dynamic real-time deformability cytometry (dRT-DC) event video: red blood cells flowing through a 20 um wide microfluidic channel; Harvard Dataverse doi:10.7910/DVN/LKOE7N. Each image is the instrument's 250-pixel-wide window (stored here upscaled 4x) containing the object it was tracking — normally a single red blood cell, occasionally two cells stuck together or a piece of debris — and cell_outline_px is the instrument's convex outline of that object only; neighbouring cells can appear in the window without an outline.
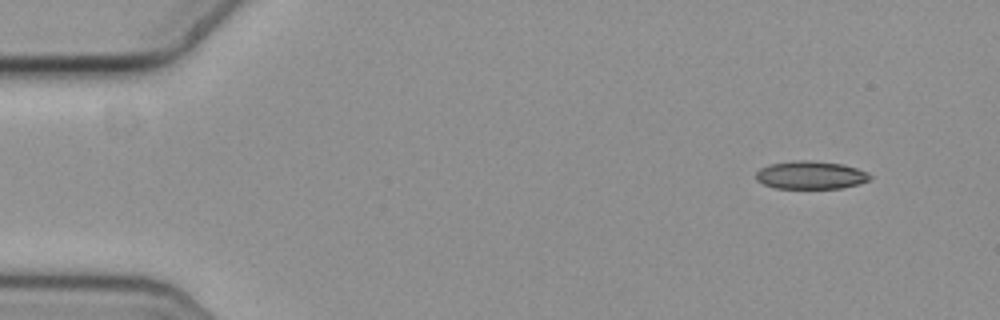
{"species": "common noctule bat (a hibernating species)", "species_latin": "Nyctalus noctula", "temperature_condition": "cold", "stored_images_in_passage": 14, "camera_frame_rate_fps": 3000, "um_per_image_px": 0.085, "animal": {"sex": "female", "body_mass_g": 19.3, "forearm_length_mm": 54.1}, "frame": {"image": 1, "passage_image": 1, "time_ms": 0.0, "image_size_px": [1000, 320], "cell_outline_px": [[872, 176], [868, 180], [860, 184], [840, 188], [776, 188], [764, 184], [756, 180], [756, 172], [760, 168], [768, 164], [796, 160], [808, 160], [844, 164], [868, 172]], "centroid_in_image_um": [68.9, 14.87], "position_along_channel_um": 16.1, "area_um2": 18.67}}
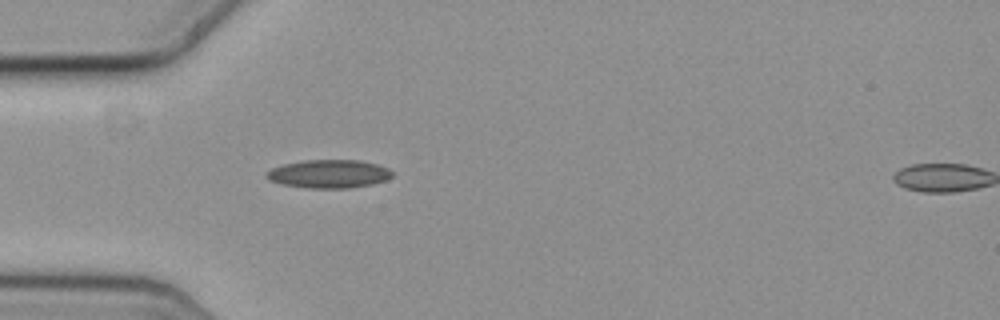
{"frame": {"image": 2, "passage_image": 13, "time_ms": 4.0, "image_size_px": [1000, 320], "cell_outline_px": [[392, 176], [384, 180], [372, 184], [348, 188], [308, 188], [284, 184], [268, 180], [264, 176], [264, 172], [272, 168], [284, 164], [304, 160], [360, 160], [376, 164], [388, 168], [392, 172]], "centroid_in_image_um": [27.92, 14.77], "position_along_channel_um": 57.1, "area_um2": 20.69}}